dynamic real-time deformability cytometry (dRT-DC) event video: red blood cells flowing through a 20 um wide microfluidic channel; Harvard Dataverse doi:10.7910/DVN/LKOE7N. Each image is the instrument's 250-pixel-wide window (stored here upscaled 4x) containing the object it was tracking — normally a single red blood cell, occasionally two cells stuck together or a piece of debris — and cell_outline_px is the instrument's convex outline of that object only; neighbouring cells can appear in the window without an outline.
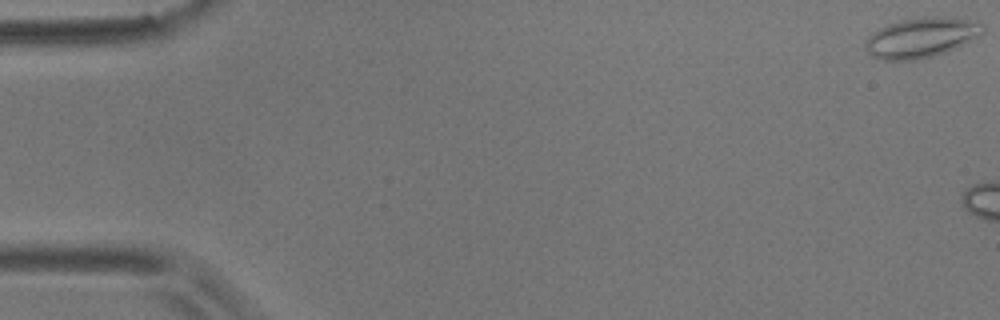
{"species": "common noctule bat (a hibernating species)", "species_latin": "Nyctalus noctula", "temperature_condition": "room temperature", "stored_images_in_passage": 3, "camera_frame_rate_fps": 3000, "um_per_image_px": 0.085, "animal": {"sex": "male", "body_mass_g": 17.9}, "frame": {"image": 1, "passage_image": 1, "time_ms": 0.0, "image_size_px": [1000, 320], "cell_outline_px": [[984, 32], [944, 52], [932, 56], [916, 60], [884, 60], [872, 56], [864, 48], [864, 44], [868, 36], [872, 32], [888, 24], [900, 20], [924, 16], [936, 16], [964, 20], [984, 24]], "centroid_in_image_um": [78.21, 3.19], "position_along_channel_um": 6.8, "area_um2": 26.82}}